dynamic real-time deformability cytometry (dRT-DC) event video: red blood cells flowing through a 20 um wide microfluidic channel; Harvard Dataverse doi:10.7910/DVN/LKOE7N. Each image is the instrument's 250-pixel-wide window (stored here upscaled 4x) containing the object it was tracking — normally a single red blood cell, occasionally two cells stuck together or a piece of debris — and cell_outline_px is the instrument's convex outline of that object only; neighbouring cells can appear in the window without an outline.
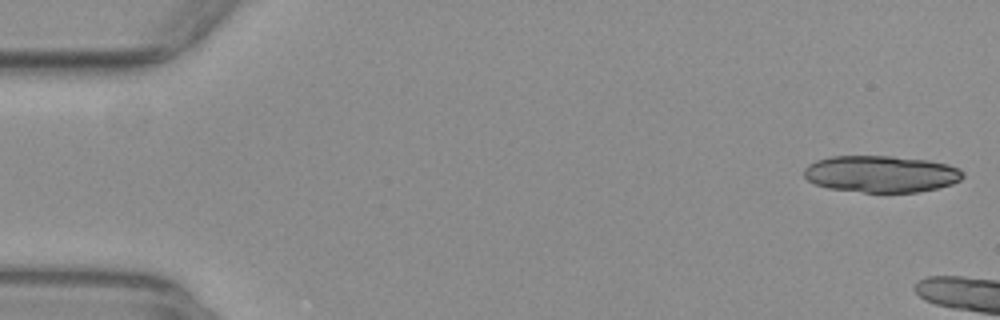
{"species": "common noctule bat (a hibernating species)", "species_latin": "Nyctalus noctula", "temperature_condition": "warm", "stored_images_in_passage": 6, "camera_frame_rate_fps": 3000, "um_per_image_px": 0.085, "animal": {"sex": "female", "body_mass_g": 29.2, "forearm_length_mm": 56.3}, "frame": {"image": 1, "passage_image": 1, "time_ms": 0.0, "image_size_px": [1000, 320], "cell_outline_px": [[964, 176], [960, 180], [952, 184], [920, 192], [864, 192], [828, 188], [816, 184], [808, 180], [804, 176], [804, 168], [808, 164], [816, 160], [832, 156], [892, 156], [928, 160], [948, 164], [960, 168], [964, 172]], "centroid_in_image_um": [74.91, 14.78], "position_along_channel_um": 10.1, "area_um2": 34.16}}